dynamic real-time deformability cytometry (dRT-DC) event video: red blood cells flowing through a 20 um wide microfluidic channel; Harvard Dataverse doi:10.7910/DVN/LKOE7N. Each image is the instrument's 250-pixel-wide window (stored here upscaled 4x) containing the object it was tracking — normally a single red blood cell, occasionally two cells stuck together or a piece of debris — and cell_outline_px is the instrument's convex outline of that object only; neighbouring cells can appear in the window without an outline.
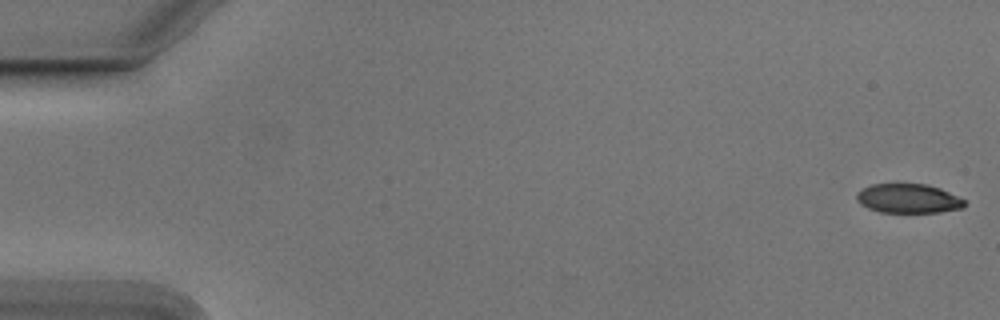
{"species": "Egyptian fruit bat (a non-hibernating species)", "species_latin": "Rousettus aegyptiacus", "temperature_condition": "cold", "stored_images_in_passage": 54, "camera_frame_rate_fps": 3000, "um_per_image_px": 0.085, "animal": {"sex": "male"}, "frame": {"image": 1, "passage_image": 1, "time_ms": 0.0, "image_size_px": [1000, 320], "cell_outline_px": [[964, 208], [940, 212], [880, 212], [868, 208], [860, 204], [856, 200], [856, 192], [860, 188], [872, 184], [928, 184], [940, 188], [964, 200]], "centroid_in_image_um": [77.15, 16.87], "position_along_channel_um": 7.8, "area_um2": 18.44}}
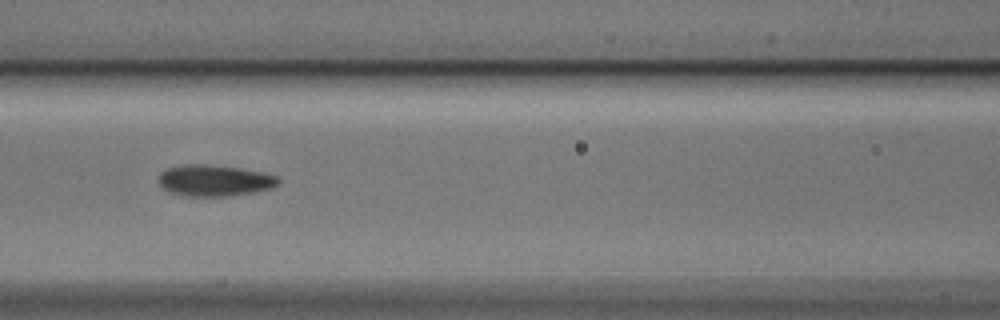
{"frame": {"image": 2, "passage_image": 24, "time_ms": 7.667, "image_size_px": [1000, 320], "cell_outline_px": [[280, 184], [272, 188], [256, 192], [232, 196], [184, 196], [168, 192], [156, 180], [160, 172], [168, 168], [184, 164], [208, 164], [240, 168], [264, 172], [276, 176], [280, 180]], "centroid_in_image_um": [18.23, 15.35], "position_along_channel_um": 148.4, "area_um2": 22.25}}
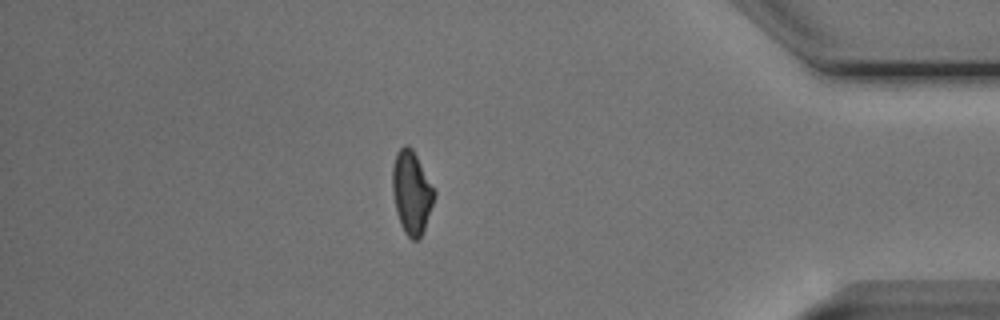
{"frame": {"image": 3, "passage_image": 47, "time_ms": 15.333, "image_size_px": [1000, 320], "cell_outline_px": [[436, 196], [420, 240], [412, 240], [404, 232], [400, 224], [396, 212], [392, 188], [392, 168], [396, 152], [404, 144], [408, 144], [412, 148], [436, 192]], "centroid_in_image_um": [34.98, 16.36], "position_along_channel_um": 400.2, "area_um2": 20.35}, "authors_computed_cell_mechanics": {"area_um2": 20.4034, "velocity_mm_per_s": 3.7833, "shape_relaxation_time_tau1_ms": 4.5819, "shape_relaxation_time_tau2_ms": 2.5906, "deformation_change_tau1": 0.1388, "deformation_change_tau2": 0.0831}}